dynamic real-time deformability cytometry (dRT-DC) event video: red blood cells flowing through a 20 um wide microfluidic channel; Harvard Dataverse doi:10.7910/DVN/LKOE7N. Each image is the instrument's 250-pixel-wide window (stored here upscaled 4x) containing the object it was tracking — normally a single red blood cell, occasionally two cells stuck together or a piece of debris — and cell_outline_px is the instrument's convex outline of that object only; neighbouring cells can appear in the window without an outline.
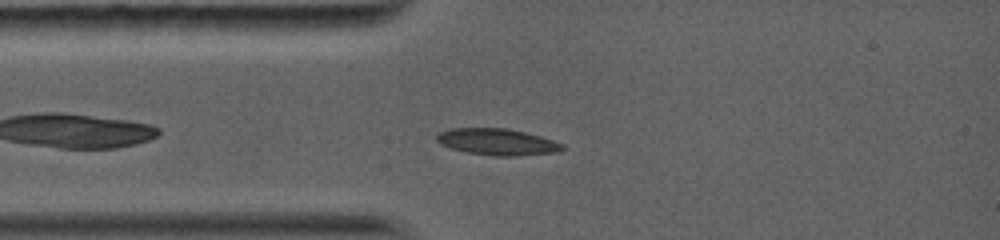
{"species": "common noctule bat (a hibernating species)", "species_latin": "Nyctalus noctula", "temperature_condition": "warm", "stored_images_in_passage": 9, "camera_frame_rate_fps": 5000, "um_per_image_px": 0.085, "animal": {"sex": "female", "body_mass_g": 19.0, "forearm_length_mm": 56.7}, "frame": {"image": 1, "passage_image": 4, "time_ms": 1.8, "image_size_px": [1000, 240], "cell_outline_px": [[568, 148], [556, 152], [516, 156], [492, 156], [468, 152], [452, 148], [440, 144], [436, 140], [436, 136], [440, 132], [452, 128], [508, 128], [540, 136], [564, 144]], "centroid_in_image_um": [42.29, 12.06], "position_along_channel_um": 42.7, "area_um2": 19.42}}
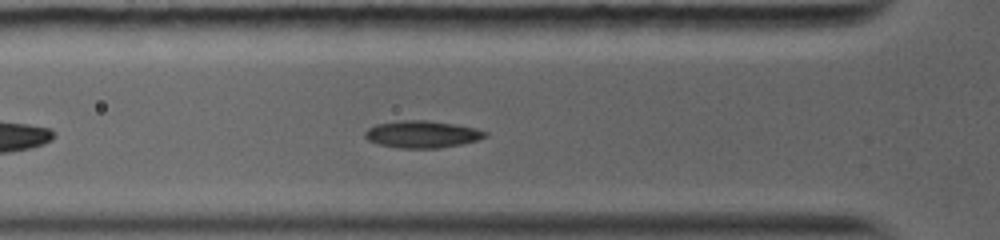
{"frame": {"image": 2, "passage_image": 6, "time_ms": 3.0, "image_size_px": [1000, 240], "cell_outline_px": [[488, 136], [476, 140], [460, 144], [440, 148], [400, 148], [376, 144], [368, 140], [364, 136], [364, 132], [368, 128], [376, 124], [404, 120], [424, 120], [456, 124], [476, 128], [488, 132]], "centroid_in_image_um": [35.87, 11.41], "position_along_channel_um": 89.9, "area_um2": 19.02}}
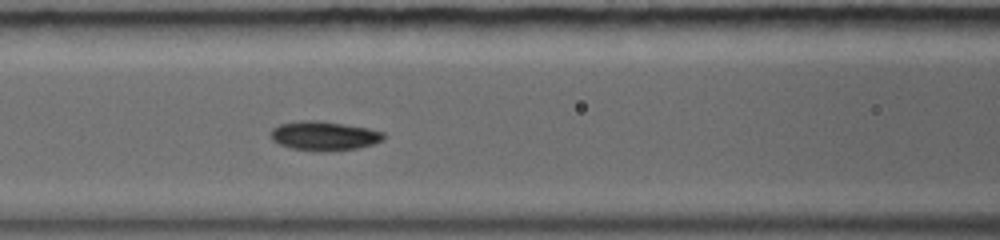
{"frame": {"image": 3, "passage_image": 8, "time_ms": 4.2, "image_size_px": [1000, 240], "cell_outline_px": [[384, 140], [372, 144], [356, 148], [324, 152], [316, 152], [292, 148], [280, 144], [272, 140], [272, 128], [280, 124], [300, 120], [320, 120], [368, 128], [384, 132]], "centroid_in_image_um": [27.55, 11.54], "position_along_channel_um": 139.0, "area_um2": 19.25}}